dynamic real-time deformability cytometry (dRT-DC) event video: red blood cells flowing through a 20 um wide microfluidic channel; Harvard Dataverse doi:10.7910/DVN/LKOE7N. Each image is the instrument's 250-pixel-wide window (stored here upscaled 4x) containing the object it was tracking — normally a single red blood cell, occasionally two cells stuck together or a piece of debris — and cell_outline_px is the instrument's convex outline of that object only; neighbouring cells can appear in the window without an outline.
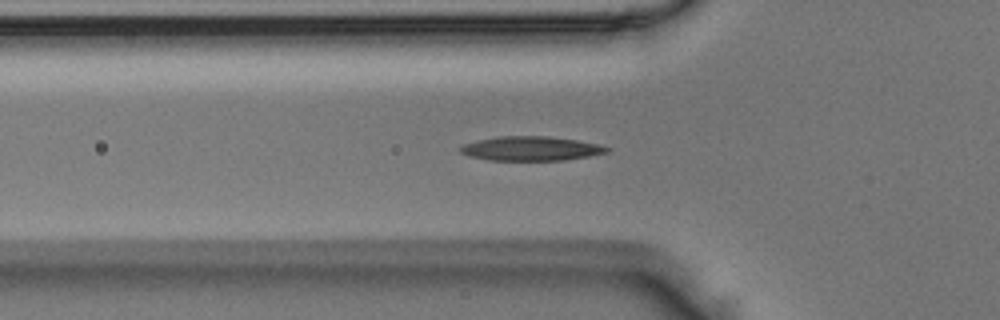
{"species": "Egyptian fruit bat (a non-hibernating species)", "species_latin": "Rousettus aegyptiacus", "temperature_condition": "room temperature", "stored_images_in_passage": 50, "camera_frame_rate_fps": 3000, "um_per_image_px": 0.085, "animal": {"sex": "male"}, "frame": {"image": 1, "passage_image": 15, "time_ms": 4.667, "image_size_px": [1000, 320], "cell_outline_px": [[612, 148], [608, 152], [588, 156], [564, 160], [488, 160], [468, 156], [460, 152], [456, 148], [464, 144], [476, 140], [500, 136], [548, 136], [576, 140], [596, 144]], "centroid_in_image_um": [45.07, 12.62], "position_along_channel_um": 80.7, "area_um2": 20.75}}
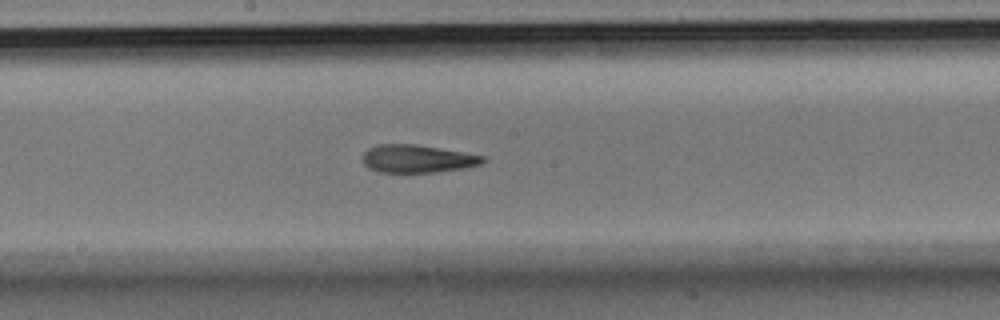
{"frame": {"image": 2, "passage_image": 25, "time_ms": 8.0, "image_size_px": [1000, 320], "cell_outline_px": [[488, 160], [480, 164], [468, 168], [436, 172], [380, 172], [368, 168], [364, 164], [364, 152], [368, 148], [376, 144], [416, 144], [440, 148], [484, 156]], "centroid_in_image_um": [35.5, 13.49], "position_along_channel_um": 212.7, "area_um2": 19.59}}
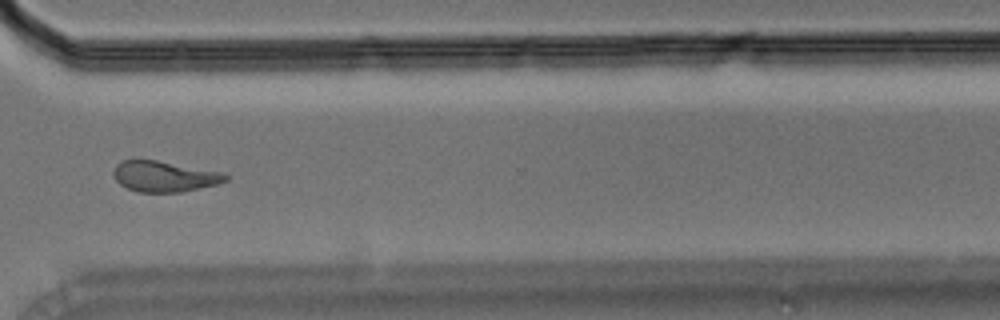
{"frame": {"image": 3, "passage_image": 36, "time_ms": 11.667, "image_size_px": [1000, 320], "cell_outline_px": [[228, 180], [216, 184], [180, 192], [136, 192], [120, 184], [112, 176], [112, 172], [116, 164], [120, 160], [156, 160], [224, 172], [228, 176]], "centroid_in_image_um": [13.94, 14.99], "position_along_channel_um": 356.7, "area_um2": 20.11}}